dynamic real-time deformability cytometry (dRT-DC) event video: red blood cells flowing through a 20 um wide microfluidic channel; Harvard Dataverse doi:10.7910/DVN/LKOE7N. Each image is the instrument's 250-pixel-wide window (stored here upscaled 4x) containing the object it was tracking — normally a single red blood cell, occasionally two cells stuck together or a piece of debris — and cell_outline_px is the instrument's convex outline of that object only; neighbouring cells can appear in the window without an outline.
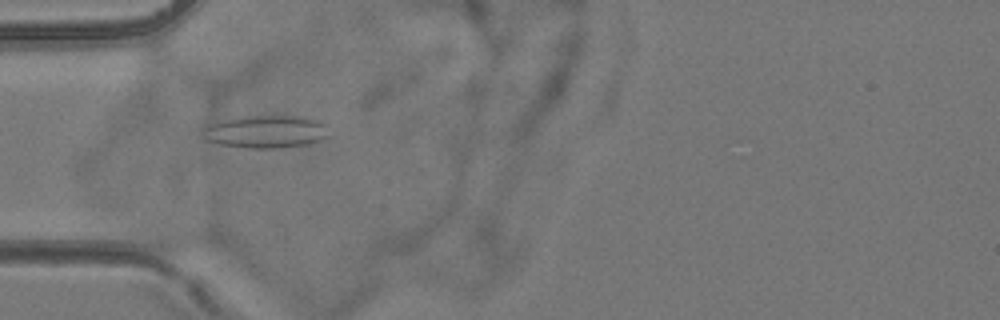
{"species": "common noctule bat (a hibernating species)", "species_latin": "Nyctalus noctula", "temperature_condition": "room temperature", "stored_images_in_passage": 7, "camera_frame_rate_fps": 3000, "um_per_image_px": 0.085, "animal": {"sex": "female", "body_mass_g": 24.6, "forearm_length_mm": 56.2}, "frame": {"image": 1, "passage_image": 4, "time_ms": 4.667, "image_size_px": [1000, 320], "cell_outline_px": [[332, 136], [308, 144], [284, 148], [244, 148], [220, 144], [208, 140], [200, 132], [204, 124], [244, 116], [304, 116], [328, 124]], "centroid_in_image_um": [22.64, 11.19], "position_along_channel_um": 62.4, "area_um2": 24.62}}
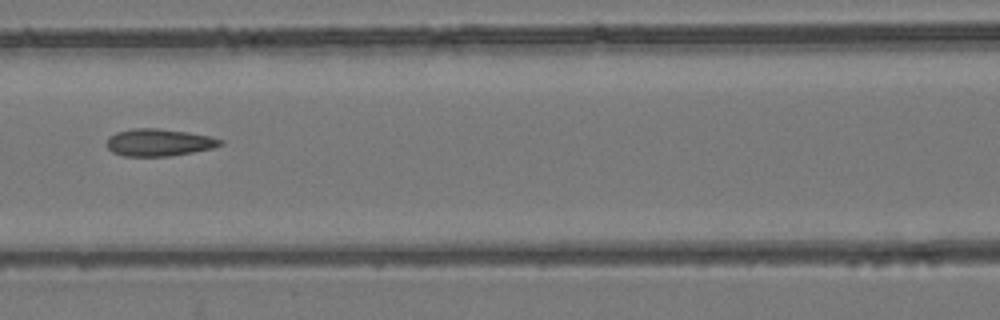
{"frame": {"image": 2, "passage_image": 6, "time_ms": 7.0, "image_size_px": [1000, 320], "cell_outline_px": [[224, 144], [212, 148], [192, 152], [168, 156], [124, 156], [112, 152], [108, 148], [108, 136], [116, 132], [132, 128], [156, 128], [188, 132], [208, 136], [224, 140]], "centroid_in_image_um": [13.5, 12.1], "position_along_channel_um": 153.1, "area_um2": 17.98}}
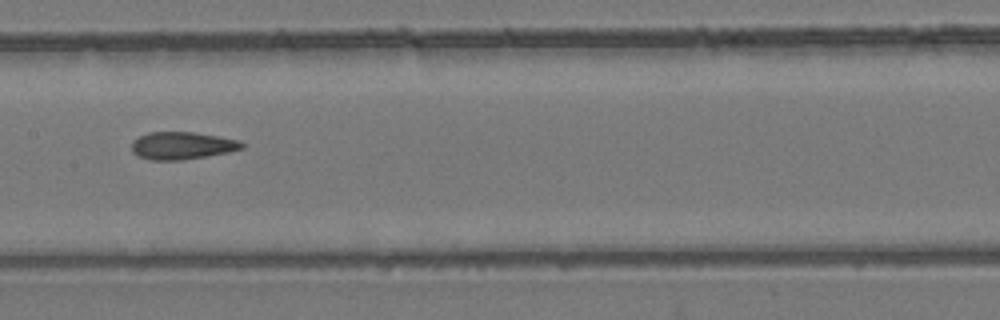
{"frame": {"image": 3, "passage_image": 7, "time_ms": 8.0, "image_size_px": [1000, 320], "cell_outline_px": [[244, 148], [228, 152], [184, 160], [148, 160], [132, 152], [132, 140], [148, 132], [192, 132], [240, 140], [244, 144]], "centroid_in_image_um": [15.46, 12.38], "position_along_channel_um": 191.9, "area_um2": 17.63}}